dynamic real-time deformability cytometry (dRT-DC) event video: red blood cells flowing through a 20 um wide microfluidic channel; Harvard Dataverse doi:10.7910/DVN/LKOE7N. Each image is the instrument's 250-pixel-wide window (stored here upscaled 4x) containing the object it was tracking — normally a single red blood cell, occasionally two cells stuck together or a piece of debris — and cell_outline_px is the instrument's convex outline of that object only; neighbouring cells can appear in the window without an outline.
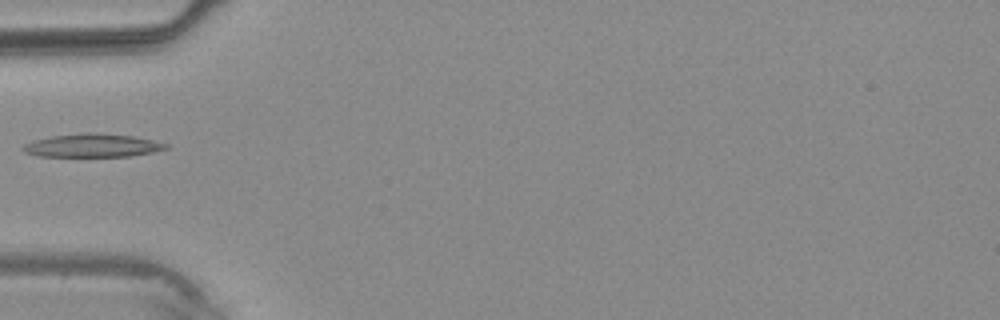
{"species": "common noctule bat (a hibernating species)", "species_latin": "Nyctalus noctula", "temperature_condition": "warm", "stored_images_in_passage": 1, "camera_frame_rate_fps": 3000, "um_per_image_px": 0.085, "animal": {"sex": "male", "body_mass_g": 20.4}, "frame": {"image": 1, "passage_image": 1, "time_ms": 0.0, "image_size_px": [1000, 320], "cell_outline_px": [[168, 148], [152, 152], [128, 156], [36, 156], [24, 152], [20, 148], [24, 144], [36, 140], [52, 136], [132, 136], [152, 140], [168, 144]], "centroid_in_image_um": [7.83, 12.43], "position_along_channel_um": 77.2, "area_um2": 17.98}}